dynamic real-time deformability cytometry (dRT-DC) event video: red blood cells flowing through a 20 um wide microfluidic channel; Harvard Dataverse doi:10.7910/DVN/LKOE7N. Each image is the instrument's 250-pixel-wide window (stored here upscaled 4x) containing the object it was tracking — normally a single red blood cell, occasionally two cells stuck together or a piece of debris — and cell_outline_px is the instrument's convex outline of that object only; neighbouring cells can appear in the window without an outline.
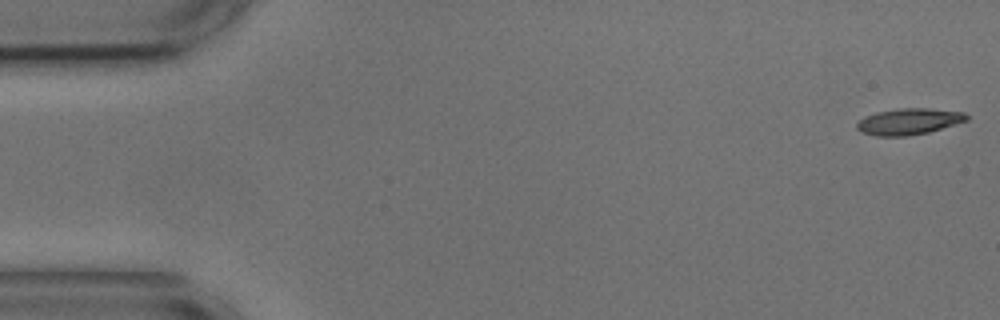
{"species": "common noctule bat (a hibernating species)", "species_latin": "Nyctalus noctula", "temperature_condition": "cold", "stored_images_in_passage": 55, "camera_frame_rate_fps": 3000, "um_per_image_px": 0.085, "animal": {"sex": "male", "body_mass_g": 17.9, "forearm_length_mm": 54.2}, "frame": {"image": 1, "passage_image": 1, "time_ms": 0.0, "image_size_px": [1000, 320], "cell_outline_px": [[968, 120], [928, 132], [908, 136], [876, 136], [860, 132], [856, 128], [856, 124], [864, 116], [876, 112], [900, 108], [928, 108], [964, 112], [968, 116]], "centroid_in_image_um": [77.22, 10.33], "position_along_channel_um": 7.8, "area_um2": 16.82}}
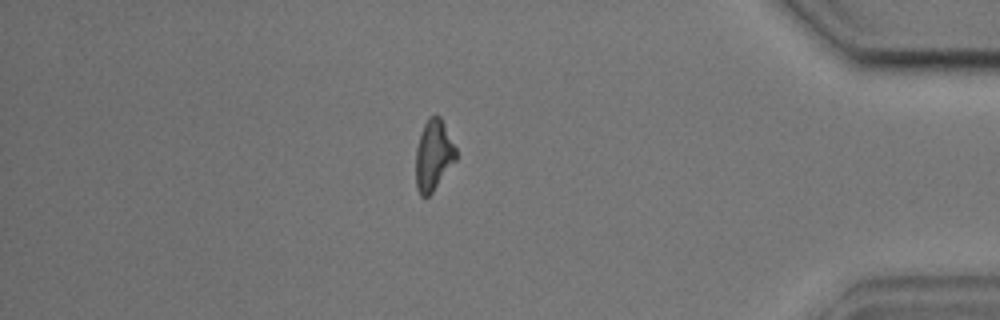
{"frame": {"image": 2, "passage_image": 47, "time_ms": 15.333, "image_size_px": [1000, 320], "cell_outline_px": [[456, 160], [432, 192], [428, 196], [420, 196], [416, 188], [416, 148], [424, 124], [428, 116], [440, 116], [456, 148]], "centroid_in_image_um": [36.84, 13.2], "position_along_channel_um": 398.4, "area_um2": 16.36}}
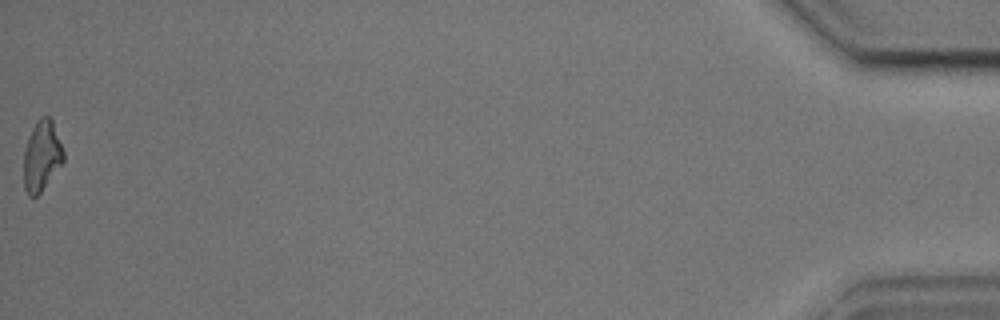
{"frame": {"image": 3, "passage_image": 55, "time_ms": 18.0, "image_size_px": [1000, 320], "cell_outline_px": [[64, 160], [40, 192], [36, 196], [28, 196], [24, 188], [24, 152], [28, 136], [36, 120], [40, 116], [48, 116], [52, 120], [64, 152]], "centroid_in_image_um": [3.53, 13.22], "position_along_channel_um": 431.7, "area_um2": 16.13}, "authors_computed_cell_mechanics": {"area_um2": 17.1088, "velocity_mm_per_s": 3.616, "shape_relaxation_time_tau1_ms": 4.8898, "shape_relaxation_time_tau2_ms": 6.007, "deformation_change_tau1": 0.195, "deformation_change_tau2": 0.194}}